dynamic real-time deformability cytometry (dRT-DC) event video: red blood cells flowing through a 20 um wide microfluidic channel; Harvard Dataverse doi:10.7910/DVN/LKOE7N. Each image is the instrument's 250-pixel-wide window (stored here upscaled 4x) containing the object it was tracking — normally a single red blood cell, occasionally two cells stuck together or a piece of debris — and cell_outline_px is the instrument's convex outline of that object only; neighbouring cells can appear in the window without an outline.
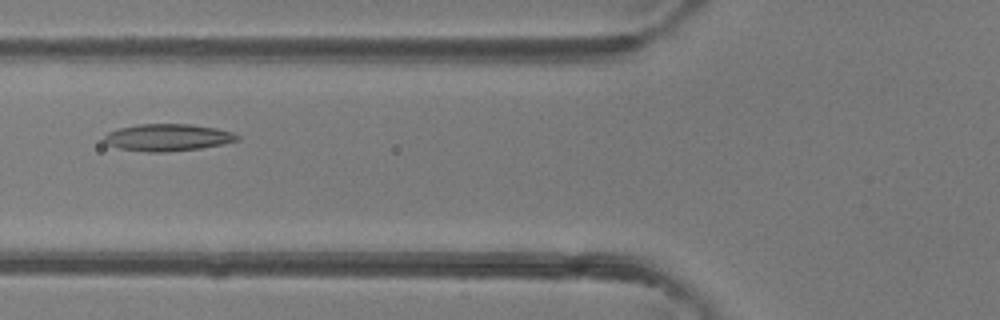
{"species": "common noctule bat (a hibernating species)", "species_latin": "Nyctalus noctula", "temperature_condition": "room temperature", "stored_images_in_passage": 45, "camera_frame_rate_fps": 3000, "um_per_image_px": 0.085, "animal": {"sex": "female"}, "frame": {"image": 1, "passage_image": 17, "time_ms": 5.333, "image_size_px": [1000, 320], "cell_outline_px": [[240, 140], [224, 144], [200, 148], [164, 152], [148, 152], [120, 148], [108, 144], [104, 140], [104, 136], [108, 132], [120, 128], [136, 124], [192, 124], [216, 128], [232, 132], [240, 136]], "centroid_in_image_um": [14.29, 11.68], "position_along_channel_um": 111.5, "area_um2": 20.92}}
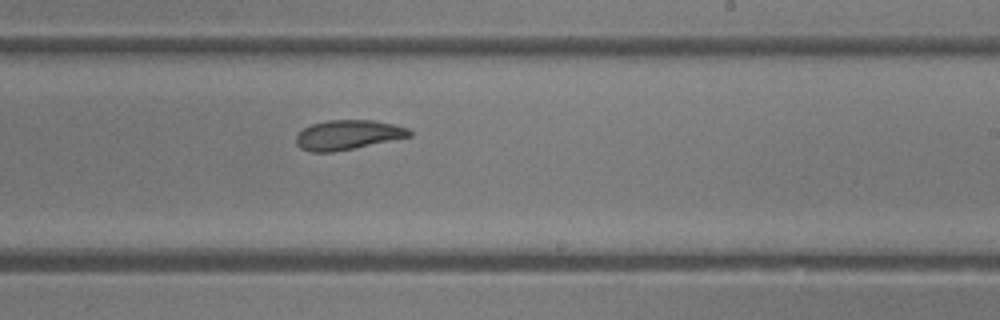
{"frame": {"image": 2, "passage_image": 27, "time_ms": 8.667, "image_size_px": [1000, 320], "cell_outline_px": [[412, 136], [332, 152], [308, 152], [300, 148], [296, 144], [296, 136], [304, 128], [312, 124], [328, 120], [376, 120], [408, 128], [412, 132]], "centroid_in_image_um": [29.55, 11.46], "position_along_channel_um": 259.4, "area_um2": 19.42}}
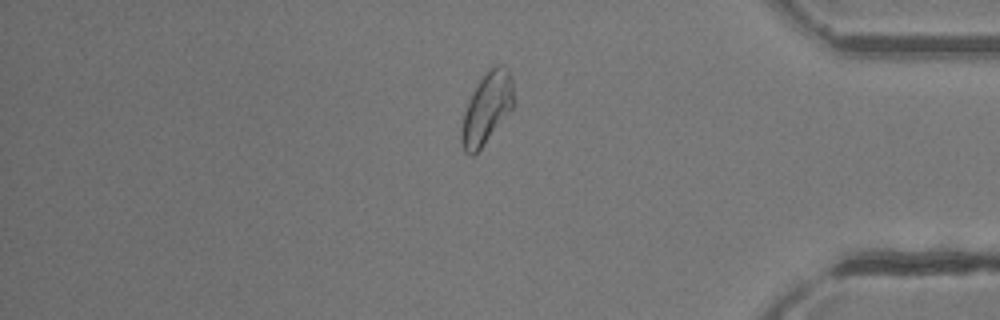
{"frame": {"image": 3, "passage_image": 38, "time_ms": 12.333, "image_size_px": [1000, 320], "cell_outline_px": [[512, 108], [480, 148], [472, 156], [468, 156], [464, 152], [460, 140], [460, 128], [464, 112], [472, 92], [484, 72], [496, 64], [504, 64], [508, 68], [512, 76]], "centroid_in_image_um": [41.34, 9.17], "position_along_channel_um": 393.9, "area_um2": 21.5}, "authors_computed_cell_mechanics": {"area_um2": 21.5016, "velocity_mm_per_s": 4.4488, "shape_relaxation_time_tau1_ms": 7.1924, "shape_relaxation_time_tau2_ms": 5.061, "deformation_change_tau1": 0.1642, "deformation_change_tau2": 0.1181}}